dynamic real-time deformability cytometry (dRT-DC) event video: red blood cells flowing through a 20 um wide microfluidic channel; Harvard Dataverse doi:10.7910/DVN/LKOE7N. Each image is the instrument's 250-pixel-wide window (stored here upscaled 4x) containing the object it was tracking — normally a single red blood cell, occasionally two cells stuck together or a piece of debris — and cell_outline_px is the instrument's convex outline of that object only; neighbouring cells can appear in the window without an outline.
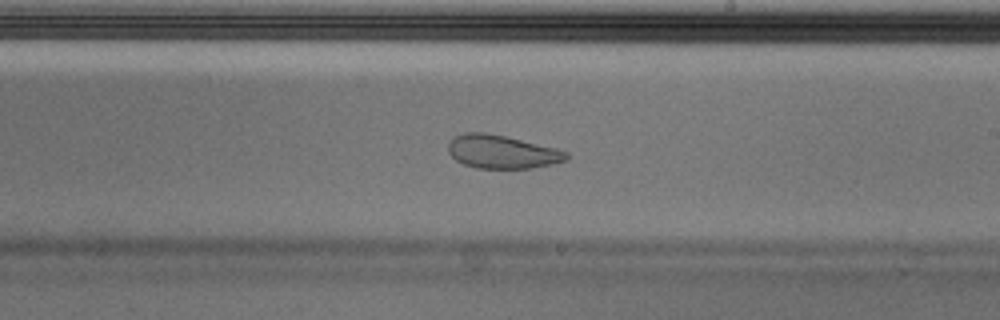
{"species": "Egyptian fruit bat (a non-hibernating species)", "species_latin": "Rousettus aegyptiacus", "temperature_condition": "cold", "stored_images_in_passage": 54, "camera_frame_rate_fps": 3000, "um_per_image_px": 0.085, "animal": {"sex": "male"}, "frame": {"image": 1, "passage_image": 31, "time_ms": 10.0, "image_size_px": [1000, 320], "cell_outline_px": [[568, 160], [552, 164], [532, 168], [476, 168], [464, 164], [456, 160], [448, 152], [448, 144], [456, 136], [464, 132], [484, 132], [504, 136], [556, 148], [568, 152]], "centroid_in_image_um": [42.67, 12.91], "position_along_channel_um": 246.3, "area_um2": 22.83}, "authors_computed_cell_mechanics": {"area_um2": 27.8018, "velocity_mm_per_s": 3.6841, "shape_relaxation_time_tau1_ms": null, "shape_relaxation_time_tau2_ms": 1.3427, "deformation_change_tau1": null, "deformation_change_tau2": 0.0659}}